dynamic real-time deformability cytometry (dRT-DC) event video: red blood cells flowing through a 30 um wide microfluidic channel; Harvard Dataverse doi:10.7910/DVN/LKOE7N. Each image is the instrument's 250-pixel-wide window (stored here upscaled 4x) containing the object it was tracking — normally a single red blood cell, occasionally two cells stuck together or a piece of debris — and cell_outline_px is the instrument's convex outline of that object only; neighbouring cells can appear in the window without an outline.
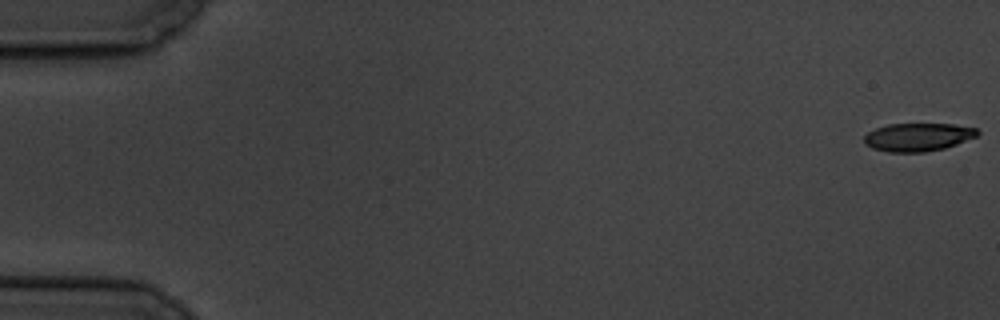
{"species": "common noctule bat (a hibernating species)", "species_latin": "Nyctalus noctula", "temperature_condition": "cold", "stored_images_in_passage": 5, "camera_frame_rate_fps": 3000, "um_per_image_px": 0.085, "animal": {"sex": "male", "body_mass_g": 19.5, "forearm_length_mm": 54.6}, "frame": {"image": 1, "passage_image": 1, "time_ms": 0.0, "image_size_px": [1000, 320], "cell_outline_px": [[980, 132], [976, 136], [956, 144], [944, 148], [924, 152], [888, 152], [872, 148], [864, 144], [864, 136], [868, 132], [876, 128], [888, 124], [952, 124], [976, 128]], "centroid_in_image_um": [77.99, 11.65], "position_along_channel_um": 7.0, "area_um2": 18.5}}
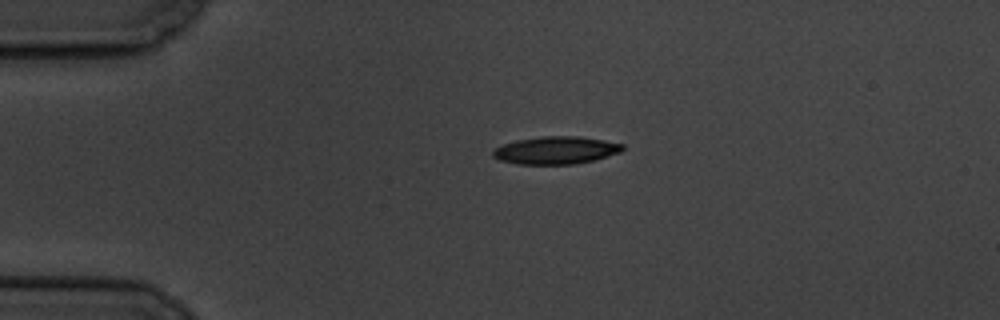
{"frame": {"image": 2, "passage_image": 4, "time_ms": 4.333, "image_size_px": [1000, 320], "cell_outline_px": [[624, 148], [620, 152], [592, 160], [572, 164], [520, 164], [500, 160], [492, 156], [492, 152], [500, 144], [516, 140], [540, 136], [580, 136], [604, 140], [624, 144]], "centroid_in_image_um": [47.22, 12.76], "position_along_channel_um": 37.8, "area_um2": 20.81}}